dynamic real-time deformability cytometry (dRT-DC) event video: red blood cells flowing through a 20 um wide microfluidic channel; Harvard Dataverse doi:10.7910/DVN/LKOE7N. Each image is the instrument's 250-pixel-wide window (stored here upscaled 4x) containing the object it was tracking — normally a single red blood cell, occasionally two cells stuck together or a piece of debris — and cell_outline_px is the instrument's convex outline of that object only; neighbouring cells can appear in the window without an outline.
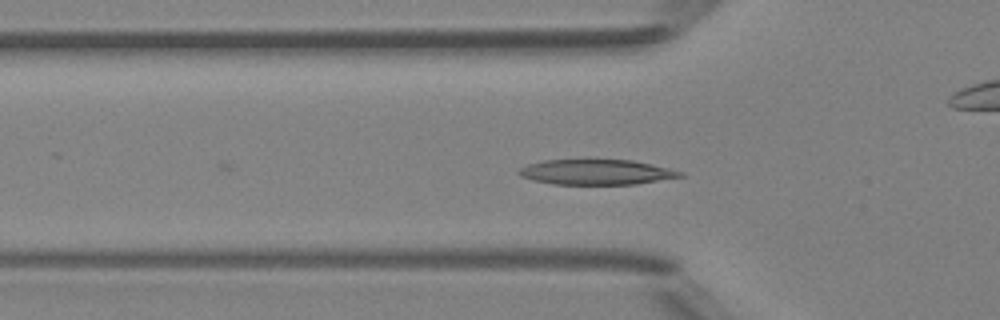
{"species": "Egyptian fruit bat (a non-hibernating species)", "species_latin": "Rousettus aegyptiacus", "temperature_condition": "room temperature", "stored_images_in_passage": 49, "camera_frame_rate_fps": 3000, "um_per_image_px": 0.085, "animal": {"sex": "female"}, "frame": {"image": 1, "passage_image": 14, "time_ms": 4.333, "image_size_px": [1000, 320], "cell_outline_px": [[684, 176], [636, 184], [552, 184], [532, 180], [520, 176], [516, 172], [520, 168], [528, 164], [544, 160], [588, 156], [632, 160], [652, 164], [684, 172]], "centroid_in_image_um": [50.63, 14.57], "position_along_channel_um": 75.2, "area_um2": 24.91}}
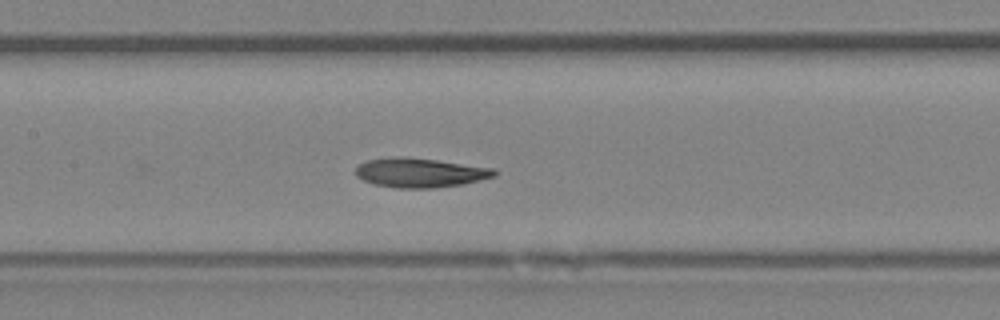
{"frame": {"image": 2, "passage_image": 21, "time_ms": 6.667, "image_size_px": [1000, 320], "cell_outline_px": [[496, 176], [460, 184], [432, 188], [396, 188], [372, 184], [356, 176], [356, 168], [360, 164], [368, 160], [388, 156], [400, 156], [436, 160], [496, 168]], "centroid_in_image_um": [35.68, 14.67], "position_along_channel_um": 171.7, "area_um2": 23.7}}
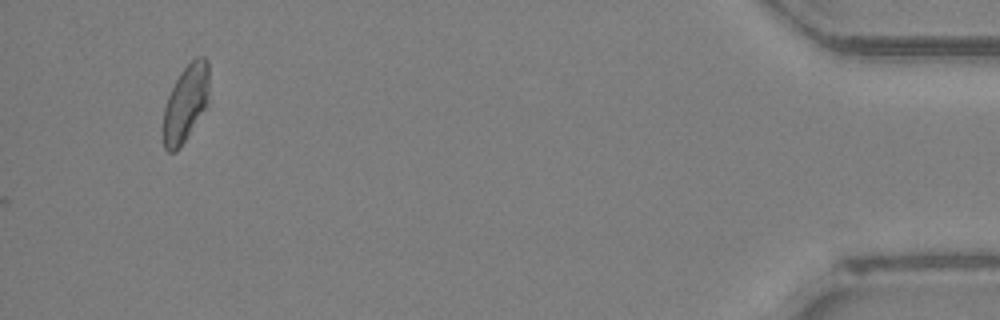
{"frame": {"image": 3, "passage_image": 49, "time_ms": 16.0, "image_size_px": [1000, 320], "cell_outline_px": [[208, 104], [188, 136], [180, 148], [176, 152], [168, 152], [164, 148], [164, 108], [168, 96], [180, 72], [196, 56], [204, 56], [208, 60]], "centroid_in_image_um": [15.8, 8.77], "position_along_channel_um": 419.4, "area_um2": 20.46}, "authors_computed_cell_mechanics": {"area_um2": 23.8136, "velocity_mm_per_s": 4.1393, "shape_relaxation_time_tau1_ms": 10.9025, "shape_relaxation_time_tau2_ms": 2.6793, "deformation_change_tau1": 0.244, "deformation_change_tau2": 0.085}}